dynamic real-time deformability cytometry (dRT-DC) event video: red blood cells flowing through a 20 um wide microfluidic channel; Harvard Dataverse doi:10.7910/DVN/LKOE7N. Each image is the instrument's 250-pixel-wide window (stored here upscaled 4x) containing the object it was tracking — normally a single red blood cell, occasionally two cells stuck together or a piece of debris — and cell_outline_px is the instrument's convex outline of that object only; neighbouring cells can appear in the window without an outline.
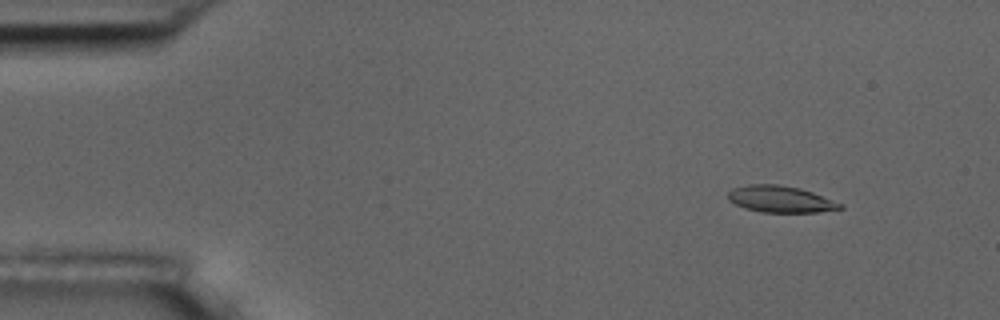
{"species": "common noctule bat (a hibernating species)", "species_latin": "Nyctalus noctula", "temperature_condition": "room temperature", "stored_images_in_passage": 6, "camera_frame_rate_fps": 3000, "um_per_image_px": 0.085, "animal": {"sex": "male", "body_mass_g": 17.5, "forearm_length_mm": 52.3}, "frame": {"image": 1, "passage_image": 2, "time_ms": 1.333, "image_size_px": [1000, 320], "cell_outline_px": [[844, 208], [816, 212], [764, 212], [744, 208], [728, 200], [728, 192], [732, 188], [748, 184], [776, 184], [800, 188], [812, 192], [844, 204]], "centroid_in_image_um": [66.33, 16.92], "position_along_channel_um": 18.7, "area_um2": 17.34}}
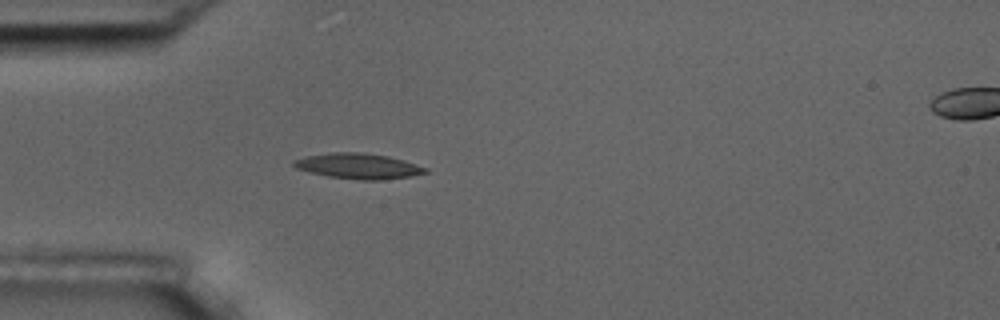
{"frame": {"image": 2, "passage_image": 5, "time_ms": 4.667, "image_size_px": [1000, 320], "cell_outline_px": [[428, 172], [408, 176], [380, 180], [360, 180], [328, 176], [308, 172], [296, 168], [292, 164], [292, 160], [308, 156], [332, 152], [360, 152], [388, 156], [404, 160], [428, 168]], "centroid_in_image_um": [30.44, 14.11], "position_along_channel_um": 54.6, "area_um2": 19.42}}